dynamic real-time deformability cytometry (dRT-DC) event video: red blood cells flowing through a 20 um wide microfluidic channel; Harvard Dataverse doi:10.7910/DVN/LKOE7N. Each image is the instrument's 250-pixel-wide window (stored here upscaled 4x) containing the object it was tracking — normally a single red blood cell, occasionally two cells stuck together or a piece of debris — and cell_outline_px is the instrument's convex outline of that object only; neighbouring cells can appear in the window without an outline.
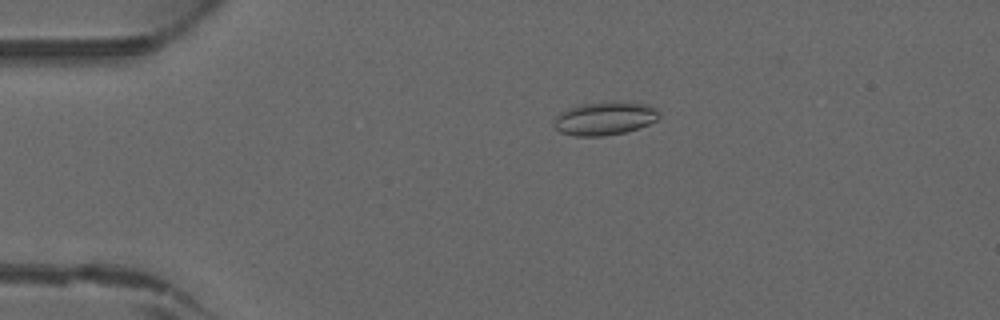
{"species": "common noctule bat (a hibernating species)", "species_latin": "Nyctalus noctula", "temperature_condition": "warm", "stored_images_in_passage": 38, "camera_frame_rate_fps": 3000, "um_per_image_px": 0.085, "animal": {"sex": "male", "forearm_length_mm": 52.5}, "frame": {"image": 1, "passage_image": 2, "time_ms": 0.333, "image_size_px": [1000, 320], "cell_outline_px": [[660, 116], [656, 120], [640, 128], [624, 132], [604, 136], [576, 136], [560, 132], [552, 124], [556, 116], [560, 112], [568, 108], [580, 104], [616, 100], [652, 104], [660, 108]], "centroid_in_image_um": [51.46, 10.03], "position_along_channel_um": 33.5, "area_um2": 21.04}}
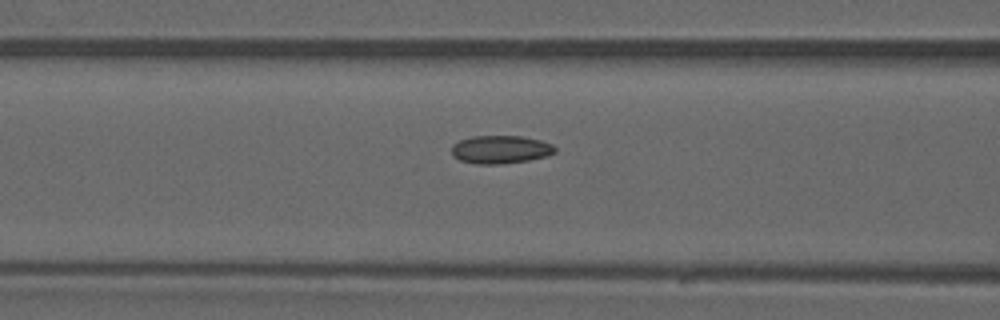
{"frame": {"image": 2, "passage_image": 11, "time_ms": 3.333, "image_size_px": [1000, 320], "cell_outline_px": [[556, 152], [548, 156], [528, 160], [500, 164], [476, 164], [460, 160], [452, 156], [452, 144], [460, 140], [472, 136], [520, 136], [540, 140], [552, 144], [556, 148]], "centroid_in_image_um": [42.54, 12.71], "position_along_channel_um": 124.1, "area_um2": 16.99}}
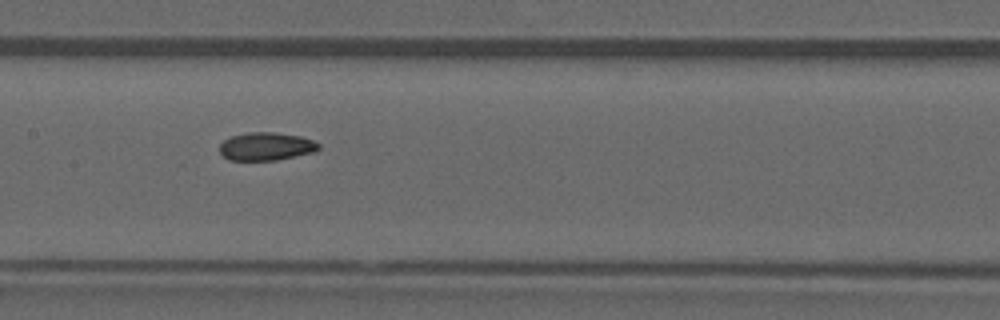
{"frame": {"image": 3, "passage_image": 15, "time_ms": 4.667, "image_size_px": [1000, 320], "cell_outline_px": [[320, 148], [316, 152], [276, 160], [228, 160], [220, 152], [220, 144], [224, 140], [232, 136], [248, 132], [276, 132], [300, 136], [316, 140], [320, 144]], "centroid_in_image_um": [22.67, 12.44], "position_along_channel_um": 184.7, "area_um2": 16.36}}